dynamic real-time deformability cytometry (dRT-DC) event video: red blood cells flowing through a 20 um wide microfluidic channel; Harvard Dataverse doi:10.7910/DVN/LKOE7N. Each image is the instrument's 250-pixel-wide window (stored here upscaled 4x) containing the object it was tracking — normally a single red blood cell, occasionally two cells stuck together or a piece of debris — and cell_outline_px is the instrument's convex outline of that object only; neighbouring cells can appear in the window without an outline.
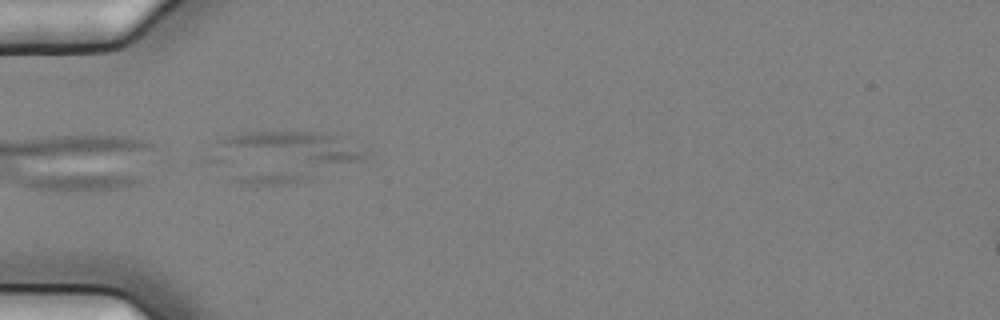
{"species": "common noctule bat (a hibernating species)", "species_latin": "Nyctalus noctula", "temperature_condition": "cold", "stored_images_in_passage": 37, "camera_frame_rate_fps": 3000, "um_per_image_px": 0.085, "animal": {"sex": "female", "body_mass_g": 25.1}, "frame": {"image": 1, "passage_image": 1, "time_ms": 0.0, "image_size_px": [1000, 320], "cell_outline_px": [[364, 156], [360, 160], [308, 180], [296, 184], [240, 184], [200, 160], [224, 136], [244, 132], [336, 132], [364, 152]], "centroid_in_image_um": [23.86, 13.29], "position_along_channel_um": 61.1, "area_um2": 46.88}}
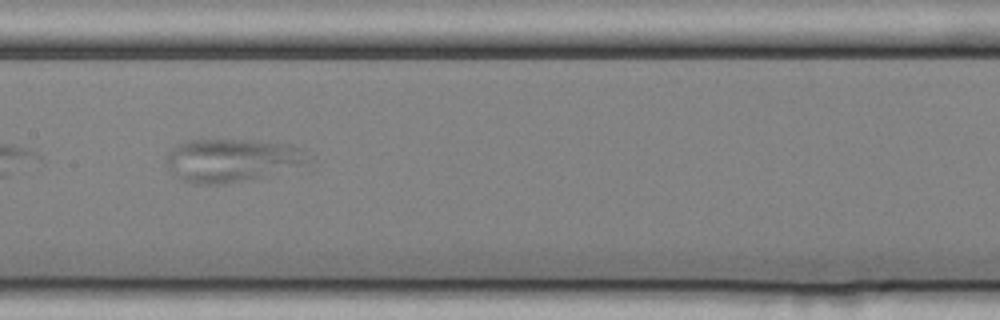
{"frame": {"image": 2, "passage_image": 12, "time_ms": 3.667, "image_size_px": [1000, 320], "cell_outline_px": [[316, 160], [248, 180], [224, 184], [196, 184], [180, 180], [164, 164], [164, 160], [168, 152], [172, 148], [188, 140], [276, 140], [300, 148], [316, 156]], "centroid_in_image_um": [19.73, 13.6], "position_along_channel_um": 187.7, "area_um2": 36.18}}
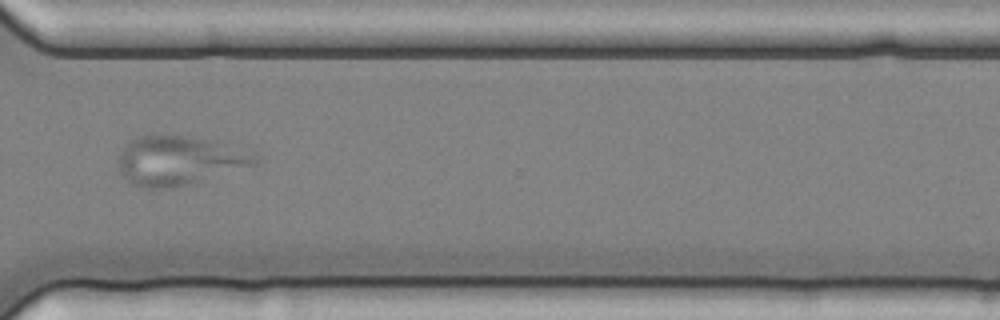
{"frame": {"image": 3, "passage_image": 26, "time_ms": 8.333, "image_size_px": [1000, 320], "cell_outline_px": [[260, 164], [172, 188], [140, 188], [132, 184], [120, 172], [116, 160], [120, 152], [136, 136], [156, 132], [176, 132], [224, 140], [256, 152], [260, 160]], "centroid_in_image_um": [15.31, 13.55], "position_along_channel_um": 355.3, "area_um2": 41.33}}